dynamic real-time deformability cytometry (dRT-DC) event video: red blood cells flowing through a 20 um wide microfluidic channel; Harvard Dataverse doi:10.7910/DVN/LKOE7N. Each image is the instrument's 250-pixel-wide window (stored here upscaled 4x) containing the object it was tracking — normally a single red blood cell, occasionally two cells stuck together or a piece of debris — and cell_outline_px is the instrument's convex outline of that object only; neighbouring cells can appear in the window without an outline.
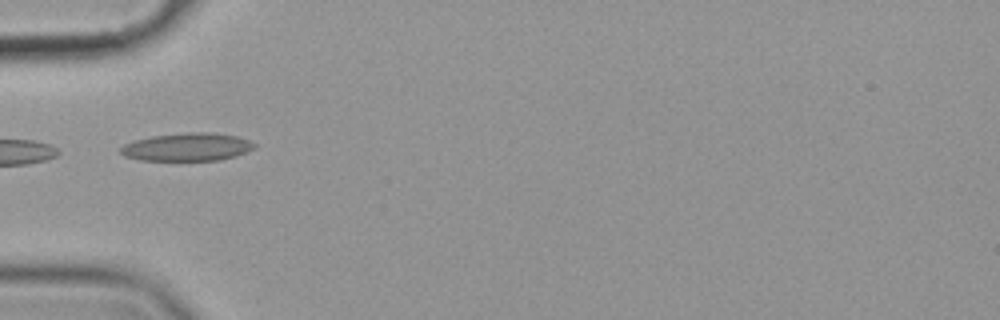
{"species": "common noctule bat (a hibernating species)", "species_latin": "Nyctalus noctula", "temperature_condition": "cold", "stored_images_in_passage": 3, "camera_frame_rate_fps": 3000, "um_per_image_px": 0.085, "animal": {"sex": "female", "body_mass_g": 19.9}, "frame": {"image": 1, "passage_image": 1, "time_ms": 0.0, "image_size_px": [1000, 320], "cell_outline_px": [[256, 148], [236, 156], [220, 160], [140, 160], [124, 156], [120, 152], [120, 148], [124, 144], [132, 140], [152, 136], [188, 132], [212, 132], [236, 136], [248, 140], [256, 144]], "centroid_in_image_um": [15.91, 12.49], "position_along_channel_um": 69.1, "area_um2": 21.91}}